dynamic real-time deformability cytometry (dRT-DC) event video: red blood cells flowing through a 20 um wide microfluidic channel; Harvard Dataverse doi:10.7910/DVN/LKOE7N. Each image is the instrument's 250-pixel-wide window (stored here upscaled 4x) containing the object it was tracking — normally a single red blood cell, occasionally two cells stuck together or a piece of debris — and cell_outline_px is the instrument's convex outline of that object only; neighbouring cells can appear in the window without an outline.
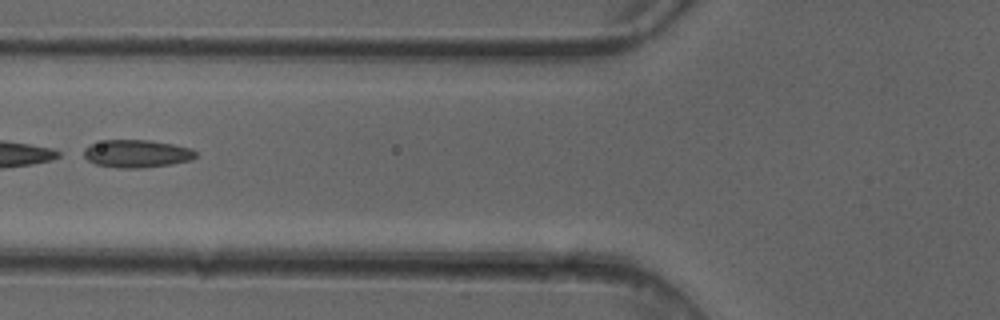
{"species": "common noctule bat (a hibernating species)", "species_latin": "Nyctalus noctula", "temperature_condition": "cold", "stored_images_in_passage": 5, "segment_of_instrument_passage": [2, 2], "camera_frame_rate_fps": 3000, "um_per_image_px": 0.085, "animal": {"sex": "female"}, "frame": {"image": 1, "passage_image": 5, "time_ms": 1.333, "image_size_px": [1000, 320], "cell_outline_px": [[196, 156], [192, 160], [172, 164], [144, 168], [116, 168], [96, 164], [88, 160], [84, 156], [84, 148], [88, 144], [104, 140], [152, 140], [192, 148], [196, 152]], "centroid_in_image_um": [11.63, 13.06], "position_along_channel_um": 114.2, "area_um2": 18.32}}